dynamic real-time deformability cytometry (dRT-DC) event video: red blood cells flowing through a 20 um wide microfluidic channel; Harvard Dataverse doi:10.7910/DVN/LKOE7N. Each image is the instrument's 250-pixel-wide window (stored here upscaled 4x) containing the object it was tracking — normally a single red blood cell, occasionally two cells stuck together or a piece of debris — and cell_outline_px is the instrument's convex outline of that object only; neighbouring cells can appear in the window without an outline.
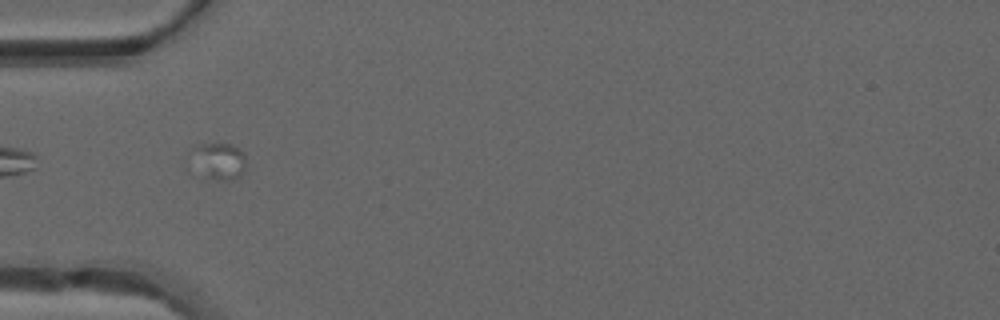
{"species": "common noctule bat (a hibernating species)", "species_latin": "Nyctalus noctula", "temperature_condition": "warm", "stored_images_in_passage": 3, "camera_frame_rate_fps": 3000, "um_per_image_px": 0.085, "animal": {"sex": "male", "forearm_length_mm": 52.5}, "frame": {"image": 1, "passage_image": 1, "time_ms": 0.0, "image_size_px": [1000, 320], "cell_outline_px": [[244, 172], [240, 176], [228, 180], [220, 180], [208, 176], [204, 172], [196, 148], [200, 144], [232, 144], [240, 148], [244, 152]], "centroid_in_image_um": [18.84, 13.66], "position_along_channel_um": 66.2, "area_um2": 10.29}}